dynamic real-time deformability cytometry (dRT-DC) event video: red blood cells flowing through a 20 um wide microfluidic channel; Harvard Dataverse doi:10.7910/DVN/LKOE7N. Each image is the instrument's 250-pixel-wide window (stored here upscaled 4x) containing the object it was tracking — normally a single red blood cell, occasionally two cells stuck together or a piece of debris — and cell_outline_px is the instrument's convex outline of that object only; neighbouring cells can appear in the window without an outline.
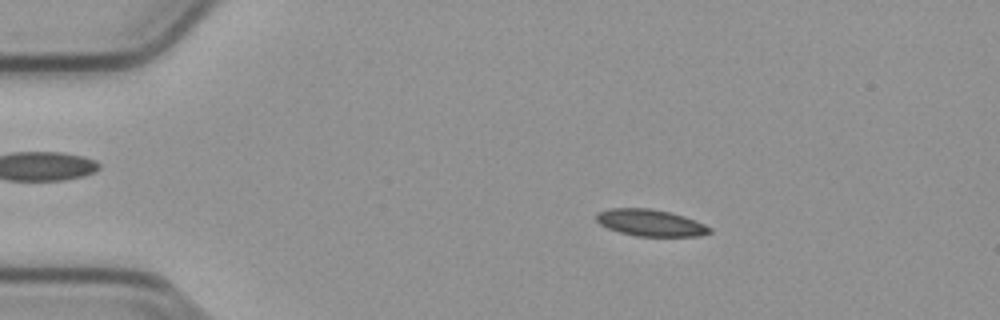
{"species": "common noctule bat (a hibernating species)", "species_latin": "Nyctalus noctula", "temperature_condition": "cold", "stored_images_in_passage": 49, "camera_frame_rate_fps": 3000, "um_per_image_px": 0.085, "animal": {"sex": "male", "body_mass_g": 23.1, "forearm_length_mm": 52.7}, "frame": {"image": 1, "passage_image": 5, "time_ms": 1.333, "image_size_px": [1000, 320], "cell_outline_px": [[712, 232], [700, 236], [636, 236], [620, 232], [608, 228], [600, 224], [596, 220], [596, 212], [608, 208], [652, 208], [684, 216], [704, 224], [712, 228]], "centroid_in_image_um": [55.27, 18.93], "position_along_channel_um": 29.7, "area_um2": 17.69}}
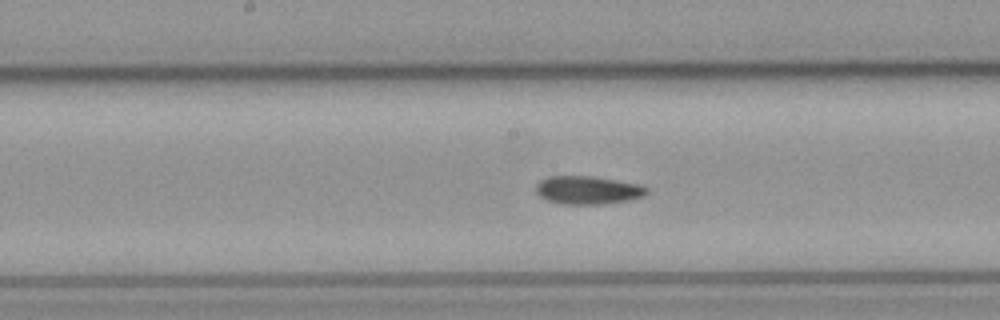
{"frame": {"image": 2, "passage_image": 23, "time_ms": 7.333, "image_size_px": [1000, 320], "cell_outline_px": [[648, 192], [644, 196], [632, 200], [604, 204], [564, 204], [548, 200], [540, 196], [536, 192], [536, 184], [540, 180], [548, 176], [592, 176], [640, 184], [648, 188]], "centroid_in_image_um": [49.99, 16.16], "position_along_channel_um": 198.2, "area_um2": 18.32}}
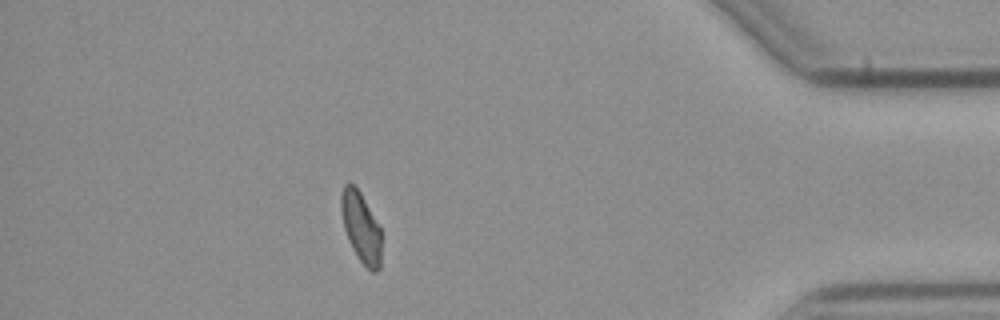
{"frame": {"image": 3, "passage_image": 43, "time_ms": 14.0, "image_size_px": [1000, 320], "cell_outline_px": [[380, 268], [376, 272], [372, 272], [360, 260], [352, 248], [348, 240], [344, 228], [340, 208], [340, 192], [344, 184], [352, 184], [360, 192], [380, 228]], "centroid_in_image_um": [30.65, 19.31], "position_along_channel_um": 404.5, "area_um2": 16.24}, "authors_computed_cell_mechanics": {"area_um2": 17.8602, "velocity_mm_per_s": 3.7902, "shape_relaxation_time_tau1_ms": 5.0991, "shape_relaxation_time_tau2_ms": 7.5048, "deformation_change_tau1": 0.1137, "deformation_change_tau2": 0.1174}}